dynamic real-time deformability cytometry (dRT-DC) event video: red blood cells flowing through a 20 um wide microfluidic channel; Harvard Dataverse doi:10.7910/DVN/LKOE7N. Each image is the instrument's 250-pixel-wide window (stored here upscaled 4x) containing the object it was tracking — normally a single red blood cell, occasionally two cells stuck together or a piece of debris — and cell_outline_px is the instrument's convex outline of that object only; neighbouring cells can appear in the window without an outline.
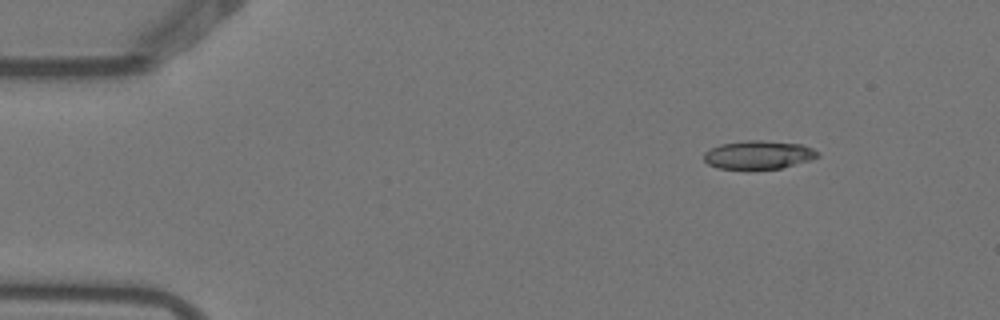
{"species": "Egyptian fruit bat (a non-hibernating species)", "species_latin": "Rousettus aegyptiacus", "temperature_condition": "warm", "stored_images_in_passage": 7, "camera_frame_rate_fps": 3000, "um_per_image_px": 0.085, "animal": {"sex": "female"}, "frame": {"image": 1, "passage_image": 2, "time_ms": 0.333, "image_size_px": [1000, 320], "cell_outline_px": [[820, 156], [812, 160], [780, 168], [748, 172], [720, 168], [708, 164], [704, 160], [704, 152], [720, 144], [744, 140], [764, 140], [800, 144], [812, 148], [820, 152]], "centroid_in_image_um": [64.47, 13.2], "position_along_channel_um": 20.5, "area_um2": 19.59}}
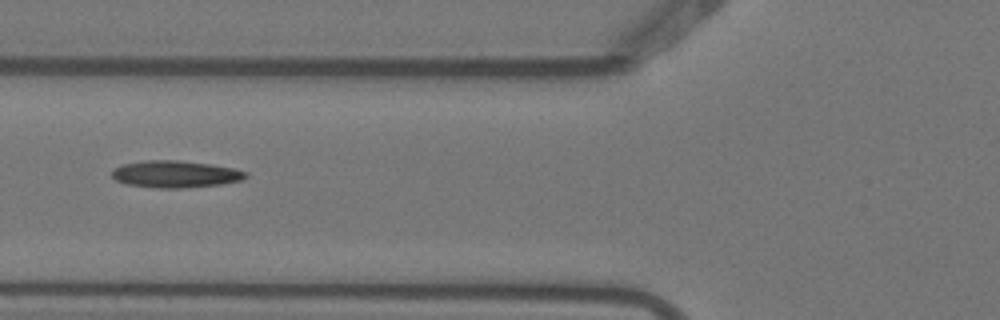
{"frame": {"image": 2, "passage_image": 6, "time_ms": 1.667, "image_size_px": [1000, 320], "cell_outline_px": [[248, 176], [240, 180], [220, 184], [180, 188], [156, 188], [128, 184], [116, 180], [112, 176], [112, 168], [124, 164], [144, 160], [176, 160], [212, 164], [232, 168], [248, 172]], "centroid_in_image_um": [14.89, 14.79], "position_along_channel_um": 110.9, "area_um2": 20.92}}
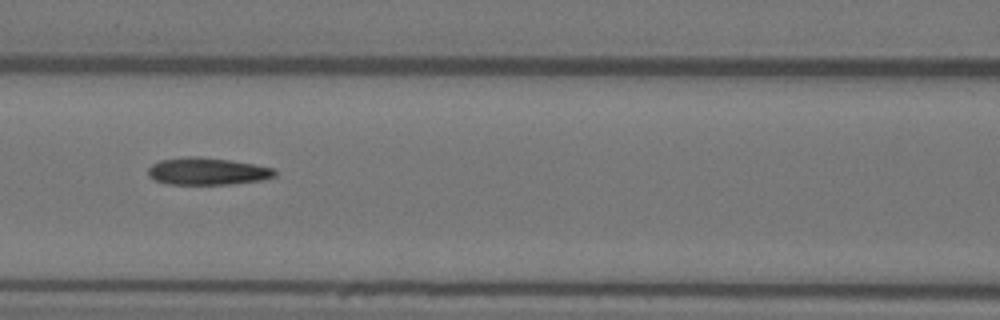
{"frame": {"image": 3, "passage_image": 7, "time_ms": 2.0, "image_size_px": [1000, 320], "cell_outline_px": [[276, 176], [264, 180], [228, 184], [168, 184], [156, 180], [148, 176], [148, 168], [152, 164], [160, 160], [188, 156], [196, 156], [228, 160], [276, 168]], "centroid_in_image_um": [17.63, 14.56], "position_along_channel_um": 149.0, "area_um2": 20.06}}